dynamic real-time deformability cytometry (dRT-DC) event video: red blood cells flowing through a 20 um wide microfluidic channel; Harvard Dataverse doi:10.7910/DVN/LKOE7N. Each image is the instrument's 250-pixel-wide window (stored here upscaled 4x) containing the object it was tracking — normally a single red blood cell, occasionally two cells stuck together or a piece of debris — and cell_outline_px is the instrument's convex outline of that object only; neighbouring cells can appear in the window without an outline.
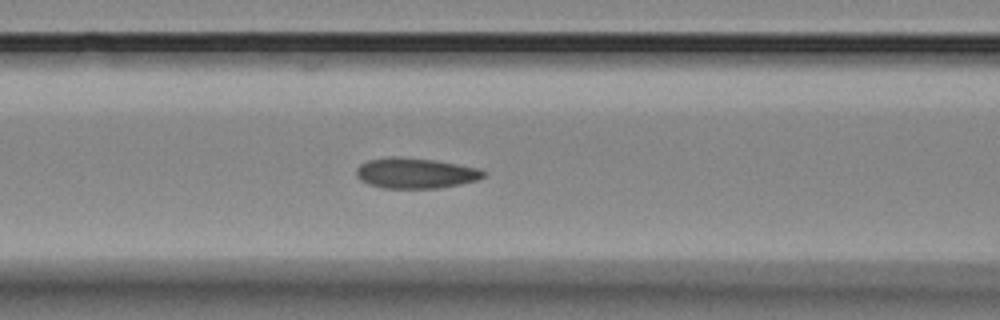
{"species": "Egyptian fruit bat (a non-hibernating species)", "species_latin": "Rousettus aegyptiacus", "temperature_condition": "room temperature", "stored_images_in_passage": 4, "camera_frame_rate_fps": 3000, "um_per_image_px": 0.085, "animal": {"sex": "female"}, "frame": {"image": 1, "passage_image": 4, "time_ms": 3.333, "image_size_px": [1000, 320], "cell_outline_px": [[488, 172], [484, 176], [476, 180], [460, 184], [436, 188], [384, 188], [368, 184], [360, 180], [356, 176], [356, 168], [360, 164], [368, 160], [392, 156], [396, 156], [432, 160], [480, 168]], "centroid_in_image_um": [35.3, 14.71], "position_along_channel_um": 131.3, "area_um2": 22.54}}